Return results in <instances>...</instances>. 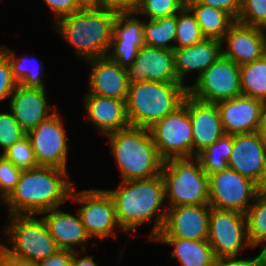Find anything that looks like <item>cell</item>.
<instances>
[{"label": "cell", "mask_w": 266, "mask_h": 266, "mask_svg": "<svg viewBox=\"0 0 266 266\" xmlns=\"http://www.w3.org/2000/svg\"><path fill=\"white\" fill-rule=\"evenodd\" d=\"M188 86V95L206 102L218 103L242 94L240 66L221 55L194 82Z\"/></svg>", "instance_id": "30bf717a"}, {"label": "cell", "mask_w": 266, "mask_h": 266, "mask_svg": "<svg viewBox=\"0 0 266 266\" xmlns=\"http://www.w3.org/2000/svg\"><path fill=\"white\" fill-rule=\"evenodd\" d=\"M129 84L139 82H179L173 50L143 45L135 62L126 69Z\"/></svg>", "instance_id": "ac0fdd59"}, {"label": "cell", "mask_w": 266, "mask_h": 266, "mask_svg": "<svg viewBox=\"0 0 266 266\" xmlns=\"http://www.w3.org/2000/svg\"><path fill=\"white\" fill-rule=\"evenodd\" d=\"M90 66L88 92L102 97L126 100L129 82L126 69L107 56L85 61Z\"/></svg>", "instance_id": "44dd1931"}, {"label": "cell", "mask_w": 266, "mask_h": 266, "mask_svg": "<svg viewBox=\"0 0 266 266\" xmlns=\"http://www.w3.org/2000/svg\"><path fill=\"white\" fill-rule=\"evenodd\" d=\"M45 2L46 6L52 11L53 18L52 21L55 23L59 18L67 15L74 14L81 7L75 0H42Z\"/></svg>", "instance_id": "ab89813d"}, {"label": "cell", "mask_w": 266, "mask_h": 266, "mask_svg": "<svg viewBox=\"0 0 266 266\" xmlns=\"http://www.w3.org/2000/svg\"><path fill=\"white\" fill-rule=\"evenodd\" d=\"M70 201L80 206L76 210L91 239L104 240L114 234L117 240V231L123 232L116 219L113 200L105 189L80 191L74 186Z\"/></svg>", "instance_id": "ba28073f"}, {"label": "cell", "mask_w": 266, "mask_h": 266, "mask_svg": "<svg viewBox=\"0 0 266 266\" xmlns=\"http://www.w3.org/2000/svg\"><path fill=\"white\" fill-rule=\"evenodd\" d=\"M81 8H95V0H75Z\"/></svg>", "instance_id": "c3c4849f"}, {"label": "cell", "mask_w": 266, "mask_h": 266, "mask_svg": "<svg viewBox=\"0 0 266 266\" xmlns=\"http://www.w3.org/2000/svg\"><path fill=\"white\" fill-rule=\"evenodd\" d=\"M186 6L194 14L205 38L222 40L236 21L228 12L199 4L196 0H186Z\"/></svg>", "instance_id": "4316f807"}, {"label": "cell", "mask_w": 266, "mask_h": 266, "mask_svg": "<svg viewBox=\"0 0 266 266\" xmlns=\"http://www.w3.org/2000/svg\"><path fill=\"white\" fill-rule=\"evenodd\" d=\"M204 38L194 14L185 6L176 15V43H174V48L189 47L202 41Z\"/></svg>", "instance_id": "d6a6232c"}, {"label": "cell", "mask_w": 266, "mask_h": 266, "mask_svg": "<svg viewBox=\"0 0 266 266\" xmlns=\"http://www.w3.org/2000/svg\"><path fill=\"white\" fill-rule=\"evenodd\" d=\"M121 181L147 179L161 174L160 157L149 128L128 127L105 136Z\"/></svg>", "instance_id": "277c9868"}, {"label": "cell", "mask_w": 266, "mask_h": 266, "mask_svg": "<svg viewBox=\"0 0 266 266\" xmlns=\"http://www.w3.org/2000/svg\"><path fill=\"white\" fill-rule=\"evenodd\" d=\"M22 170L0 154V190L8 197L19 181Z\"/></svg>", "instance_id": "74e56055"}, {"label": "cell", "mask_w": 266, "mask_h": 266, "mask_svg": "<svg viewBox=\"0 0 266 266\" xmlns=\"http://www.w3.org/2000/svg\"><path fill=\"white\" fill-rule=\"evenodd\" d=\"M236 21L263 29L266 26V0H242Z\"/></svg>", "instance_id": "d590c367"}, {"label": "cell", "mask_w": 266, "mask_h": 266, "mask_svg": "<svg viewBox=\"0 0 266 266\" xmlns=\"http://www.w3.org/2000/svg\"><path fill=\"white\" fill-rule=\"evenodd\" d=\"M74 214L57 207L43 212L39 216L45 221L49 234L60 249L76 252L78 251L76 246H79L82 251H87L86 242H89L91 237L77 210Z\"/></svg>", "instance_id": "603a6c76"}, {"label": "cell", "mask_w": 266, "mask_h": 266, "mask_svg": "<svg viewBox=\"0 0 266 266\" xmlns=\"http://www.w3.org/2000/svg\"><path fill=\"white\" fill-rule=\"evenodd\" d=\"M199 4L228 12L235 20L239 15L242 0H196Z\"/></svg>", "instance_id": "b9f144b4"}, {"label": "cell", "mask_w": 266, "mask_h": 266, "mask_svg": "<svg viewBox=\"0 0 266 266\" xmlns=\"http://www.w3.org/2000/svg\"><path fill=\"white\" fill-rule=\"evenodd\" d=\"M175 32L176 15L166 16L154 20L144 19V45L173 50L175 43Z\"/></svg>", "instance_id": "f1b7e54d"}, {"label": "cell", "mask_w": 266, "mask_h": 266, "mask_svg": "<svg viewBox=\"0 0 266 266\" xmlns=\"http://www.w3.org/2000/svg\"><path fill=\"white\" fill-rule=\"evenodd\" d=\"M187 95L188 85L180 82L129 84L126 109L130 126L150 128L182 106Z\"/></svg>", "instance_id": "5b68a950"}, {"label": "cell", "mask_w": 266, "mask_h": 266, "mask_svg": "<svg viewBox=\"0 0 266 266\" xmlns=\"http://www.w3.org/2000/svg\"><path fill=\"white\" fill-rule=\"evenodd\" d=\"M207 241L217 259L239 256L247 248L252 249L245 214L211 207Z\"/></svg>", "instance_id": "7c38bea8"}, {"label": "cell", "mask_w": 266, "mask_h": 266, "mask_svg": "<svg viewBox=\"0 0 266 266\" xmlns=\"http://www.w3.org/2000/svg\"><path fill=\"white\" fill-rule=\"evenodd\" d=\"M174 67L178 80L185 85V77L195 73V81L211 64L222 55V41L204 38L189 47L174 48Z\"/></svg>", "instance_id": "d4e9b609"}, {"label": "cell", "mask_w": 266, "mask_h": 266, "mask_svg": "<svg viewBox=\"0 0 266 266\" xmlns=\"http://www.w3.org/2000/svg\"><path fill=\"white\" fill-rule=\"evenodd\" d=\"M209 205L212 208L246 214L261 188L251 179L227 167L208 176Z\"/></svg>", "instance_id": "8fae6325"}, {"label": "cell", "mask_w": 266, "mask_h": 266, "mask_svg": "<svg viewBox=\"0 0 266 266\" xmlns=\"http://www.w3.org/2000/svg\"><path fill=\"white\" fill-rule=\"evenodd\" d=\"M135 0H95V8L109 9L115 12L133 11Z\"/></svg>", "instance_id": "7bdbcfd3"}, {"label": "cell", "mask_w": 266, "mask_h": 266, "mask_svg": "<svg viewBox=\"0 0 266 266\" xmlns=\"http://www.w3.org/2000/svg\"><path fill=\"white\" fill-rule=\"evenodd\" d=\"M144 18L137 17L134 11L117 12L113 24V35L107 57L127 69L137 57L138 50L144 45Z\"/></svg>", "instance_id": "2e32d148"}, {"label": "cell", "mask_w": 266, "mask_h": 266, "mask_svg": "<svg viewBox=\"0 0 266 266\" xmlns=\"http://www.w3.org/2000/svg\"><path fill=\"white\" fill-rule=\"evenodd\" d=\"M247 235L252 250L262 246L266 251V194L260 191L245 214Z\"/></svg>", "instance_id": "1f68e13d"}, {"label": "cell", "mask_w": 266, "mask_h": 266, "mask_svg": "<svg viewBox=\"0 0 266 266\" xmlns=\"http://www.w3.org/2000/svg\"><path fill=\"white\" fill-rule=\"evenodd\" d=\"M0 239H3L0 237ZM0 266H37L36 263L11 256L0 247Z\"/></svg>", "instance_id": "f6af8a7d"}, {"label": "cell", "mask_w": 266, "mask_h": 266, "mask_svg": "<svg viewBox=\"0 0 266 266\" xmlns=\"http://www.w3.org/2000/svg\"><path fill=\"white\" fill-rule=\"evenodd\" d=\"M85 119L98 130L100 136L130 127L126 100L102 97L93 94L83 95Z\"/></svg>", "instance_id": "ffe728a7"}, {"label": "cell", "mask_w": 266, "mask_h": 266, "mask_svg": "<svg viewBox=\"0 0 266 266\" xmlns=\"http://www.w3.org/2000/svg\"><path fill=\"white\" fill-rule=\"evenodd\" d=\"M210 209L209 204L168 208L163 228L155 238L207 240Z\"/></svg>", "instance_id": "9a60e30c"}, {"label": "cell", "mask_w": 266, "mask_h": 266, "mask_svg": "<svg viewBox=\"0 0 266 266\" xmlns=\"http://www.w3.org/2000/svg\"><path fill=\"white\" fill-rule=\"evenodd\" d=\"M46 93V88H26L17 84L10 95V112L26 133L59 109L56 104H48Z\"/></svg>", "instance_id": "d6986e66"}, {"label": "cell", "mask_w": 266, "mask_h": 266, "mask_svg": "<svg viewBox=\"0 0 266 266\" xmlns=\"http://www.w3.org/2000/svg\"><path fill=\"white\" fill-rule=\"evenodd\" d=\"M116 16L117 12L109 9L81 8L59 18L53 29L72 47L77 58L88 61L107 55Z\"/></svg>", "instance_id": "3957f363"}, {"label": "cell", "mask_w": 266, "mask_h": 266, "mask_svg": "<svg viewBox=\"0 0 266 266\" xmlns=\"http://www.w3.org/2000/svg\"><path fill=\"white\" fill-rule=\"evenodd\" d=\"M58 109L47 119L41 121L34 129L26 133L38 166H51L67 170L68 150L67 129L60 118Z\"/></svg>", "instance_id": "4fadbf2b"}, {"label": "cell", "mask_w": 266, "mask_h": 266, "mask_svg": "<svg viewBox=\"0 0 266 266\" xmlns=\"http://www.w3.org/2000/svg\"><path fill=\"white\" fill-rule=\"evenodd\" d=\"M2 155L21 170L38 167L33 147L27 135L15 142Z\"/></svg>", "instance_id": "e575fe53"}, {"label": "cell", "mask_w": 266, "mask_h": 266, "mask_svg": "<svg viewBox=\"0 0 266 266\" xmlns=\"http://www.w3.org/2000/svg\"><path fill=\"white\" fill-rule=\"evenodd\" d=\"M26 135L11 112H0L1 154Z\"/></svg>", "instance_id": "8d00e7d4"}, {"label": "cell", "mask_w": 266, "mask_h": 266, "mask_svg": "<svg viewBox=\"0 0 266 266\" xmlns=\"http://www.w3.org/2000/svg\"><path fill=\"white\" fill-rule=\"evenodd\" d=\"M161 175L167 208L209 204L208 175L196 157L164 161Z\"/></svg>", "instance_id": "52a82bcc"}, {"label": "cell", "mask_w": 266, "mask_h": 266, "mask_svg": "<svg viewBox=\"0 0 266 266\" xmlns=\"http://www.w3.org/2000/svg\"><path fill=\"white\" fill-rule=\"evenodd\" d=\"M242 95L266 101V54L240 66Z\"/></svg>", "instance_id": "f546056e"}, {"label": "cell", "mask_w": 266, "mask_h": 266, "mask_svg": "<svg viewBox=\"0 0 266 266\" xmlns=\"http://www.w3.org/2000/svg\"><path fill=\"white\" fill-rule=\"evenodd\" d=\"M8 219L1 229L6 243L0 247L11 256L38 263L60 250L42 217L8 215Z\"/></svg>", "instance_id": "8992f818"}, {"label": "cell", "mask_w": 266, "mask_h": 266, "mask_svg": "<svg viewBox=\"0 0 266 266\" xmlns=\"http://www.w3.org/2000/svg\"><path fill=\"white\" fill-rule=\"evenodd\" d=\"M261 191L264 192L266 194V183L265 185L261 188Z\"/></svg>", "instance_id": "f907efd6"}, {"label": "cell", "mask_w": 266, "mask_h": 266, "mask_svg": "<svg viewBox=\"0 0 266 266\" xmlns=\"http://www.w3.org/2000/svg\"><path fill=\"white\" fill-rule=\"evenodd\" d=\"M258 133L266 140V101H263Z\"/></svg>", "instance_id": "7dc6e473"}, {"label": "cell", "mask_w": 266, "mask_h": 266, "mask_svg": "<svg viewBox=\"0 0 266 266\" xmlns=\"http://www.w3.org/2000/svg\"><path fill=\"white\" fill-rule=\"evenodd\" d=\"M185 6L186 0H135L133 11L137 16L154 20L177 15Z\"/></svg>", "instance_id": "836d02e7"}, {"label": "cell", "mask_w": 266, "mask_h": 266, "mask_svg": "<svg viewBox=\"0 0 266 266\" xmlns=\"http://www.w3.org/2000/svg\"><path fill=\"white\" fill-rule=\"evenodd\" d=\"M151 242L172 246L169 257L179 261L180 266H215L217 260L207 240L154 238Z\"/></svg>", "instance_id": "484cf974"}, {"label": "cell", "mask_w": 266, "mask_h": 266, "mask_svg": "<svg viewBox=\"0 0 266 266\" xmlns=\"http://www.w3.org/2000/svg\"><path fill=\"white\" fill-rule=\"evenodd\" d=\"M216 104L220 112L224 134L258 132L263 101L241 94Z\"/></svg>", "instance_id": "7402d4cb"}, {"label": "cell", "mask_w": 266, "mask_h": 266, "mask_svg": "<svg viewBox=\"0 0 266 266\" xmlns=\"http://www.w3.org/2000/svg\"><path fill=\"white\" fill-rule=\"evenodd\" d=\"M233 148V135L223 134L215 143L196 155L208 176L228 167V159Z\"/></svg>", "instance_id": "4dcf8cb0"}, {"label": "cell", "mask_w": 266, "mask_h": 266, "mask_svg": "<svg viewBox=\"0 0 266 266\" xmlns=\"http://www.w3.org/2000/svg\"><path fill=\"white\" fill-rule=\"evenodd\" d=\"M0 202L3 203V206L4 204L6 206V196L1 192V190H0Z\"/></svg>", "instance_id": "681fc988"}, {"label": "cell", "mask_w": 266, "mask_h": 266, "mask_svg": "<svg viewBox=\"0 0 266 266\" xmlns=\"http://www.w3.org/2000/svg\"><path fill=\"white\" fill-rule=\"evenodd\" d=\"M73 252L60 249L45 260L36 263L37 266H71Z\"/></svg>", "instance_id": "ee69618b"}, {"label": "cell", "mask_w": 266, "mask_h": 266, "mask_svg": "<svg viewBox=\"0 0 266 266\" xmlns=\"http://www.w3.org/2000/svg\"><path fill=\"white\" fill-rule=\"evenodd\" d=\"M149 131L160 157L166 161L172 158L193 157L192 124L188 113V95L183 105L175 112L155 122Z\"/></svg>", "instance_id": "9c48e42d"}, {"label": "cell", "mask_w": 266, "mask_h": 266, "mask_svg": "<svg viewBox=\"0 0 266 266\" xmlns=\"http://www.w3.org/2000/svg\"><path fill=\"white\" fill-rule=\"evenodd\" d=\"M266 262V251H259L257 256L243 258L240 256L219 258L215 266H262Z\"/></svg>", "instance_id": "60d3db41"}, {"label": "cell", "mask_w": 266, "mask_h": 266, "mask_svg": "<svg viewBox=\"0 0 266 266\" xmlns=\"http://www.w3.org/2000/svg\"><path fill=\"white\" fill-rule=\"evenodd\" d=\"M228 167L262 188L266 183V140L258 132L233 135Z\"/></svg>", "instance_id": "5bb4252c"}, {"label": "cell", "mask_w": 266, "mask_h": 266, "mask_svg": "<svg viewBox=\"0 0 266 266\" xmlns=\"http://www.w3.org/2000/svg\"><path fill=\"white\" fill-rule=\"evenodd\" d=\"M221 41L222 55L239 66L266 54V31L238 21L230 26Z\"/></svg>", "instance_id": "e0dca14e"}, {"label": "cell", "mask_w": 266, "mask_h": 266, "mask_svg": "<svg viewBox=\"0 0 266 266\" xmlns=\"http://www.w3.org/2000/svg\"><path fill=\"white\" fill-rule=\"evenodd\" d=\"M0 51L8 58L11 65L12 76L14 80L26 88H46L44 72V64L39 62V66L35 63L38 59L31 56H19L15 50L5 45L0 46ZM34 59V60H31ZM36 60V61H35Z\"/></svg>", "instance_id": "83f0119b"}, {"label": "cell", "mask_w": 266, "mask_h": 266, "mask_svg": "<svg viewBox=\"0 0 266 266\" xmlns=\"http://www.w3.org/2000/svg\"><path fill=\"white\" fill-rule=\"evenodd\" d=\"M17 84L12 76L8 58L0 51V103L10 98Z\"/></svg>", "instance_id": "f35d334b"}, {"label": "cell", "mask_w": 266, "mask_h": 266, "mask_svg": "<svg viewBox=\"0 0 266 266\" xmlns=\"http://www.w3.org/2000/svg\"><path fill=\"white\" fill-rule=\"evenodd\" d=\"M188 113L192 124L193 157L215 143L223 134L217 104L206 103L188 95Z\"/></svg>", "instance_id": "cb8c5ba5"}, {"label": "cell", "mask_w": 266, "mask_h": 266, "mask_svg": "<svg viewBox=\"0 0 266 266\" xmlns=\"http://www.w3.org/2000/svg\"><path fill=\"white\" fill-rule=\"evenodd\" d=\"M88 254L87 251H76L73 252V258L71 261V266H98V263L94 260L93 255H85L82 256V254Z\"/></svg>", "instance_id": "bcb514c9"}, {"label": "cell", "mask_w": 266, "mask_h": 266, "mask_svg": "<svg viewBox=\"0 0 266 266\" xmlns=\"http://www.w3.org/2000/svg\"><path fill=\"white\" fill-rule=\"evenodd\" d=\"M67 170L38 166L22 170L19 181L6 198L7 215H40L70 201L76 183Z\"/></svg>", "instance_id": "7a4b0ae2"}, {"label": "cell", "mask_w": 266, "mask_h": 266, "mask_svg": "<svg viewBox=\"0 0 266 266\" xmlns=\"http://www.w3.org/2000/svg\"><path fill=\"white\" fill-rule=\"evenodd\" d=\"M105 190L113 200L116 219L123 233L131 238L137 228L153 221L147 243L159 234L168 209L164 203L165 185L161 174L147 179L120 181L116 189Z\"/></svg>", "instance_id": "6da1fadb"}]
</instances>
